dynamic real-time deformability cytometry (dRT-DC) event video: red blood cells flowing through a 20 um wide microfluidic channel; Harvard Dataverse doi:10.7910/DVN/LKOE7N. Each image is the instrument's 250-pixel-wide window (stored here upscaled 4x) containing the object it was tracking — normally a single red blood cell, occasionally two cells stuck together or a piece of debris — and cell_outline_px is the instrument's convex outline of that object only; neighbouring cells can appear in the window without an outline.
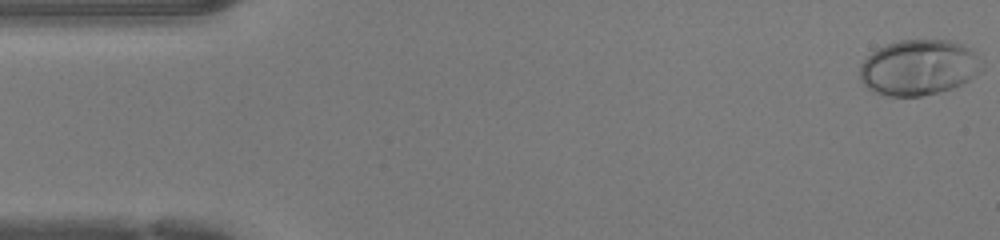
{"species": "human", "species_latin": "Homo sapiens", "temperature_condition": "warm", "stored_images_in_passage": 47, "camera_frame_rate_fps": 3000, "um_per_image_px": 0.085, "donor": {"sex": "female"}, "frame": {"image": 1, "passage_image": 1, "time_ms": 0.0, "image_size_px": [1000, 240], "cell_outline_px": [[984, 68], [980, 72], [968, 80], [952, 88], [940, 92], [920, 96], [888, 96], [872, 92], [860, 80], [860, 64], [876, 48], [900, 40], [948, 40], [972, 48], [984, 60]], "centroid_in_image_um": [78.12, 5.73], "position_along_channel_um": 6.9, "area_um2": 39.94}}
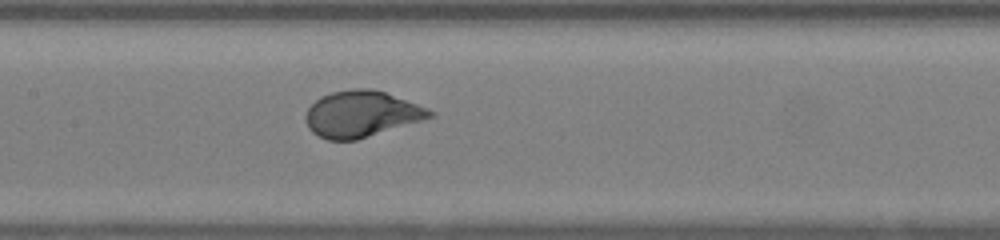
{"frame": {"image": 2, "passage_image": 22, "time_ms": 7.0, "image_size_px": [1000, 240], "cell_outline_px": [[436, 116], [356, 140], [328, 140], [312, 132], [308, 128], [304, 116], [308, 108], [320, 96], [332, 92], [356, 88], [368, 88], [384, 92], [428, 108], [436, 112]], "centroid_in_image_um": [30.72, 9.69], "position_along_channel_um": 176.7, "area_um2": 33.29}}
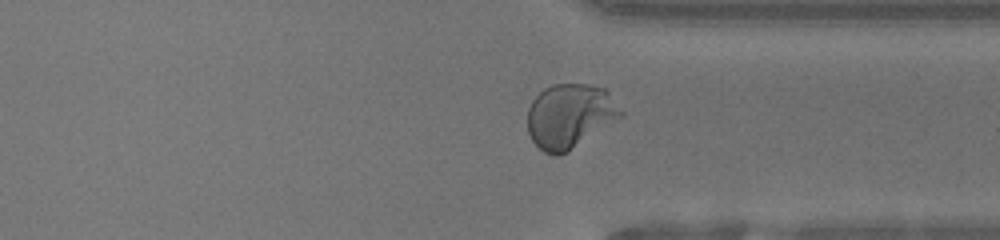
{"frame": {"image": 3, "passage_image": 35, "time_ms": 11.333, "image_size_px": [1000, 240], "cell_outline_px": [[624, 116], [568, 152], [560, 156], [556, 156], [544, 152], [532, 140], [528, 132], [528, 108], [532, 100], [544, 88], [552, 84], [588, 84], [604, 88], [608, 92], [624, 112]], "centroid_in_image_um": [48.45, 9.87], "position_along_channel_um": 363.0, "area_um2": 35.26}, "authors_computed_cell_mechanics": {"area_um2": 34.0442, "velocity_mm_per_s": 4.3108, "shape_relaxation_time_tau1_ms": 2.6764, "shape_relaxation_time_tau2_ms": null, "deformation_change_tau1": 0.2017, "deformation_change_tau2": null}}